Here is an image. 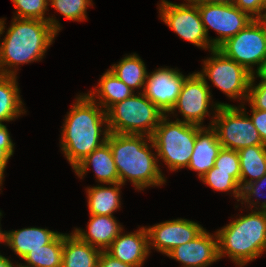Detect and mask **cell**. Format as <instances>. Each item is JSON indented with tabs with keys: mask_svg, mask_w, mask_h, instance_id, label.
Instances as JSON below:
<instances>
[{
	"mask_svg": "<svg viewBox=\"0 0 266 267\" xmlns=\"http://www.w3.org/2000/svg\"><path fill=\"white\" fill-rule=\"evenodd\" d=\"M75 99L64 119L60 140L61 150L72 169L102 146L109 134L106 111L87 94Z\"/></svg>",
	"mask_w": 266,
	"mask_h": 267,
	"instance_id": "cell-1",
	"label": "cell"
},
{
	"mask_svg": "<svg viewBox=\"0 0 266 267\" xmlns=\"http://www.w3.org/2000/svg\"><path fill=\"white\" fill-rule=\"evenodd\" d=\"M106 142L112 150L120 184L125 185L129 180L141 191L166 183L158 165L159 159L151 151V148L156 150L151 137L109 132Z\"/></svg>",
	"mask_w": 266,
	"mask_h": 267,
	"instance_id": "cell-2",
	"label": "cell"
},
{
	"mask_svg": "<svg viewBox=\"0 0 266 267\" xmlns=\"http://www.w3.org/2000/svg\"><path fill=\"white\" fill-rule=\"evenodd\" d=\"M6 30L0 43V74L13 76L18 65L41 61L58 34L48 21L15 17Z\"/></svg>",
	"mask_w": 266,
	"mask_h": 267,
	"instance_id": "cell-3",
	"label": "cell"
},
{
	"mask_svg": "<svg viewBox=\"0 0 266 267\" xmlns=\"http://www.w3.org/2000/svg\"><path fill=\"white\" fill-rule=\"evenodd\" d=\"M216 234L219 260L227 255L243 267L266 251V210L252 209L251 213L239 216Z\"/></svg>",
	"mask_w": 266,
	"mask_h": 267,
	"instance_id": "cell-4",
	"label": "cell"
},
{
	"mask_svg": "<svg viewBox=\"0 0 266 267\" xmlns=\"http://www.w3.org/2000/svg\"><path fill=\"white\" fill-rule=\"evenodd\" d=\"M109 132L152 137L165 116L142 92L112 105L107 111Z\"/></svg>",
	"mask_w": 266,
	"mask_h": 267,
	"instance_id": "cell-5",
	"label": "cell"
},
{
	"mask_svg": "<svg viewBox=\"0 0 266 267\" xmlns=\"http://www.w3.org/2000/svg\"><path fill=\"white\" fill-rule=\"evenodd\" d=\"M201 128L183 121H171L168 115L161 119L151 138L157 157L162 159L169 170L176 171L188 167L197 132Z\"/></svg>",
	"mask_w": 266,
	"mask_h": 267,
	"instance_id": "cell-6",
	"label": "cell"
},
{
	"mask_svg": "<svg viewBox=\"0 0 266 267\" xmlns=\"http://www.w3.org/2000/svg\"><path fill=\"white\" fill-rule=\"evenodd\" d=\"M213 113L209 127L216 131L222 148L238 151L244 147L265 145L243 104L238 107L219 106Z\"/></svg>",
	"mask_w": 266,
	"mask_h": 267,
	"instance_id": "cell-7",
	"label": "cell"
},
{
	"mask_svg": "<svg viewBox=\"0 0 266 267\" xmlns=\"http://www.w3.org/2000/svg\"><path fill=\"white\" fill-rule=\"evenodd\" d=\"M211 57L203 60V69L197 73L208 79L230 99L247 101L253 76L245 67L226 57L217 48L211 50Z\"/></svg>",
	"mask_w": 266,
	"mask_h": 267,
	"instance_id": "cell-8",
	"label": "cell"
},
{
	"mask_svg": "<svg viewBox=\"0 0 266 267\" xmlns=\"http://www.w3.org/2000/svg\"><path fill=\"white\" fill-rule=\"evenodd\" d=\"M217 49L254 74L266 60V26L260 19H253ZM256 65L255 70L253 66Z\"/></svg>",
	"mask_w": 266,
	"mask_h": 267,
	"instance_id": "cell-9",
	"label": "cell"
},
{
	"mask_svg": "<svg viewBox=\"0 0 266 267\" xmlns=\"http://www.w3.org/2000/svg\"><path fill=\"white\" fill-rule=\"evenodd\" d=\"M185 1L187 4L161 0L157 6L161 20L180 38L193 45L209 51L215 49L205 33L198 6L192 0Z\"/></svg>",
	"mask_w": 266,
	"mask_h": 267,
	"instance_id": "cell-10",
	"label": "cell"
},
{
	"mask_svg": "<svg viewBox=\"0 0 266 267\" xmlns=\"http://www.w3.org/2000/svg\"><path fill=\"white\" fill-rule=\"evenodd\" d=\"M212 93L210 92V86L208 81L201 77L197 72H194L185 79L181 92L178 96L177 102L168 113L173 114L178 109L184 120L176 119L177 121H183L188 124L205 127L203 125L204 119L210 116L209 105L214 108L212 111H216L219 106H231L228 103L217 102L212 100ZM214 104H212V103ZM203 125V126H202Z\"/></svg>",
	"mask_w": 266,
	"mask_h": 267,
	"instance_id": "cell-11",
	"label": "cell"
},
{
	"mask_svg": "<svg viewBox=\"0 0 266 267\" xmlns=\"http://www.w3.org/2000/svg\"><path fill=\"white\" fill-rule=\"evenodd\" d=\"M205 33L214 48H218L227 39L237 35L249 25L253 18L241 11L234 4H196ZM212 28L219 35L211 38L208 35Z\"/></svg>",
	"mask_w": 266,
	"mask_h": 267,
	"instance_id": "cell-12",
	"label": "cell"
},
{
	"mask_svg": "<svg viewBox=\"0 0 266 267\" xmlns=\"http://www.w3.org/2000/svg\"><path fill=\"white\" fill-rule=\"evenodd\" d=\"M187 77L176 68H158L147 73L144 89L141 92L167 115L176 104Z\"/></svg>",
	"mask_w": 266,
	"mask_h": 267,
	"instance_id": "cell-13",
	"label": "cell"
},
{
	"mask_svg": "<svg viewBox=\"0 0 266 267\" xmlns=\"http://www.w3.org/2000/svg\"><path fill=\"white\" fill-rule=\"evenodd\" d=\"M149 250L153 248L167 255L172 249L193 240L205 228L199 223L184 218L173 219L146 227Z\"/></svg>",
	"mask_w": 266,
	"mask_h": 267,
	"instance_id": "cell-14",
	"label": "cell"
},
{
	"mask_svg": "<svg viewBox=\"0 0 266 267\" xmlns=\"http://www.w3.org/2000/svg\"><path fill=\"white\" fill-rule=\"evenodd\" d=\"M182 267H208L219 260L218 237L204 229L193 240L172 249L167 255Z\"/></svg>",
	"mask_w": 266,
	"mask_h": 267,
	"instance_id": "cell-15",
	"label": "cell"
},
{
	"mask_svg": "<svg viewBox=\"0 0 266 267\" xmlns=\"http://www.w3.org/2000/svg\"><path fill=\"white\" fill-rule=\"evenodd\" d=\"M105 251L123 263L137 267L143 266L151 252L146 226L128 234H123L121 231Z\"/></svg>",
	"mask_w": 266,
	"mask_h": 267,
	"instance_id": "cell-16",
	"label": "cell"
},
{
	"mask_svg": "<svg viewBox=\"0 0 266 267\" xmlns=\"http://www.w3.org/2000/svg\"><path fill=\"white\" fill-rule=\"evenodd\" d=\"M121 231L123 227L114 216L90 215L87 231L75 228L72 233L81 241L105 251Z\"/></svg>",
	"mask_w": 266,
	"mask_h": 267,
	"instance_id": "cell-17",
	"label": "cell"
},
{
	"mask_svg": "<svg viewBox=\"0 0 266 267\" xmlns=\"http://www.w3.org/2000/svg\"><path fill=\"white\" fill-rule=\"evenodd\" d=\"M221 149L216 131L212 127H202L197 132L194 151L187 168L197 172L201 179L214 166Z\"/></svg>",
	"mask_w": 266,
	"mask_h": 267,
	"instance_id": "cell-18",
	"label": "cell"
},
{
	"mask_svg": "<svg viewBox=\"0 0 266 267\" xmlns=\"http://www.w3.org/2000/svg\"><path fill=\"white\" fill-rule=\"evenodd\" d=\"M90 166L93 167L95 177L101 184L119 183V174L114 162L110 145L105 142L102 146L95 149L73 170L78 177L86 175Z\"/></svg>",
	"mask_w": 266,
	"mask_h": 267,
	"instance_id": "cell-19",
	"label": "cell"
},
{
	"mask_svg": "<svg viewBox=\"0 0 266 267\" xmlns=\"http://www.w3.org/2000/svg\"><path fill=\"white\" fill-rule=\"evenodd\" d=\"M60 232L48 228L28 227L6 231V246H9L19 258L23 259L30 251L41 249L51 243Z\"/></svg>",
	"mask_w": 266,
	"mask_h": 267,
	"instance_id": "cell-20",
	"label": "cell"
},
{
	"mask_svg": "<svg viewBox=\"0 0 266 267\" xmlns=\"http://www.w3.org/2000/svg\"><path fill=\"white\" fill-rule=\"evenodd\" d=\"M135 92L121 81L111 70H107L99 83L87 95L105 111L112 105L131 97Z\"/></svg>",
	"mask_w": 266,
	"mask_h": 267,
	"instance_id": "cell-21",
	"label": "cell"
},
{
	"mask_svg": "<svg viewBox=\"0 0 266 267\" xmlns=\"http://www.w3.org/2000/svg\"><path fill=\"white\" fill-rule=\"evenodd\" d=\"M101 250L81 241L75 234L63 233L62 267H98Z\"/></svg>",
	"mask_w": 266,
	"mask_h": 267,
	"instance_id": "cell-22",
	"label": "cell"
},
{
	"mask_svg": "<svg viewBox=\"0 0 266 267\" xmlns=\"http://www.w3.org/2000/svg\"><path fill=\"white\" fill-rule=\"evenodd\" d=\"M107 185L109 187L100 184L87 187L86 197L89 215L113 216V212L121 207L120 187L123 185L120 183H109Z\"/></svg>",
	"mask_w": 266,
	"mask_h": 267,
	"instance_id": "cell-23",
	"label": "cell"
},
{
	"mask_svg": "<svg viewBox=\"0 0 266 267\" xmlns=\"http://www.w3.org/2000/svg\"><path fill=\"white\" fill-rule=\"evenodd\" d=\"M16 80L17 76L0 74V124L13 121L26 112Z\"/></svg>",
	"mask_w": 266,
	"mask_h": 267,
	"instance_id": "cell-24",
	"label": "cell"
},
{
	"mask_svg": "<svg viewBox=\"0 0 266 267\" xmlns=\"http://www.w3.org/2000/svg\"><path fill=\"white\" fill-rule=\"evenodd\" d=\"M241 170V189L266 174V145H254L238 150ZM250 177L249 179H247Z\"/></svg>",
	"mask_w": 266,
	"mask_h": 267,
	"instance_id": "cell-25",
	"label": "cell"
},
{
	"mask_svg": "<svg viewBox=\"0 0 266 267\" xmlns=\"http://www.w3.org/2000/svg\"><path fill=\"white\" fill-rule=\"evenodd\" d=\"M146 69L143 60L134 53L126 55L118 64L112 65L109 70L135 92L134 89H144L148 73Z\"/></svg>",
	"mask_w": 266,
	"mask_h": 267,
	"instance_id": "cell-26",
	"label": "cell"
},
{
	"mask_svg": "<svg viewBox=\"0 0 266 267\" xmlns=\"http://www.w3.org/2000/svg\"><path fill=\"white\" fill-rule=\"evenodd\" d=\"M63 233L41 249L30 251L22 260L32 267H62Z\"/></svg>",
	"mask_w": 266,
	"mask_h": 267,
	"instance_id": "cell-27",
	"label": "cell"
},
{
	"mask_svg": "<svg viewBox=\"0 0 266 267\" xmlns=\"http://www.w3.org/2000/svg\"><path fill=\"white\" fill-rule=\"evenodd\" d=\"M12 2L16 9L15 18L48 21L57 33L61 30L62 26L55 17H45L49 0H12Z\"/></svg>",
	"mask_w": 266,
	"mask_h": 267,
	"instance_id": "cell-28",
	"label": "cell"
},
{
	"mask_svg": "<svg viewBox=\"0 0 266 267\" xmlns=\"http://www.w3.org/2000/svg\"><path fill=\"white\" fill-rule=\"evenodd\" d=\"M213 190L231 192L237 201L241 198L240 184L231 176V172L214 171V166L200 179Z\"/></svg>",
	"mask_w": 266,
	"mask_h": 267,
	"instance_id": "cell-29",
	"label": "cell"
},
{
	"mask_svg": "<svg viewBox=\"0 0 266 267\" xmlns=\"http://www.w3.org/2000/svg\"><path fill=\"white\" fill-rule=\"evenodd\" d=\"M49 2V5L66 19L78 22L87 19V8L93 6L92 0H49Z\"/></svg>",
	"mask_w": 266,
	"mask_h": 267,
	"instance_id": "cell-30",
	"label": "cell"
},
{
	"mask_svg": "<svg viewBox=\"0 0 266 267\" xmlns=\"http://www.w3.org/2000/svg\"><path fill=\"white\" fill-rule=\"evenodd\" d=\"M214 171L231 172V176L241 187V170L238 151L222 148L215 160Z\"/></svg>",
	"mask_w": 266,
	"mask_h": 267,
	"instance_id": "cell-31",
	"label": "cell"
},
{
	"mask_svg": "<svg viewBox=\"0 0 266 267\" xmlns=\"http://www.w3.org/2000/svg\"><path fill=\"white\" fill-rule=\"evenodd\" d=\"M263 189H266V174L259 180L246 184L241 189V198H240V201L242 200L241 204L245 203L246 206L249 205L248 207L251 208V210L252 208H256V210H266V200H264L263 202L261 201V203H259L260 201H258L260 197L265 196V193H261ZM254 197L255 199H257L258 197L256 202L254 199H252ZM256 204H260V205L257 206Z\"/></svg>",
	"mask_w": 266,
	"mask_h": 267,
	"instance_id": "cell-32",
	"label": "cell"
},
{
	"mask_svg": "<svg viewBox=\"0 0 266 267\" xmlns=\"http://www.w3.org/2000/svg\"><path fill=\"white\" fill-rule=\"evenodd\" d=\"M14 154V144L7 126L0 124V179L4 180V172L9 159Z\"/></svg>",
	"mask_w": 266,
	"mask_h": 267,
	"instance_id": "cell-33",
	"label": "cell"
},
{
	"mask_svg": "<svg viewBox=\"0 0 266 267\" xmlns=\"http://www.w3.org/2000/svg\"><path fill=\"white\" fill-rule=\"evenodd\" d=\"M255 77L252 76L247 102L254 109L266 111V83L255 84Z\"/></svg>",
	"mask_w": 266,
	"mask_h": 267,
	"instance_id": "cell-34",
	"label": "cell"
},
{
	"mask_svg": "<svg viewBox=\"0 0 266 267\" xmlns=\"http://www.w3.org/2000/svg\"><path fill=\"white\" fill-rule=\"evenodd\" d=\"M233 4L253 19L263 16V0H235Z\"/></svg>",
	"mask_w": 266,
	"mask_h": 267,
	"instance_id": "cell-35",
	"label": "cell"
},
{
	"mask_svg": "<svg viewBox=\"0 0 266 267\" xmlns=\"http://www.w3.org/2000/svg\"><path fill=\"white\" fill-rule=\"evenodd\" d=\"M250 107L252 110V115H249V117L252 120L255 128L258 130L263 144L266 145V111L254 109L252 106Z\"/></svg>",
	"mask_w": 266,
	"mask_h": 267,
	"instance_id": "cell-36",
	"label": "cell"
},
{
	"mask_svg": "<svg viewBox=\"0 0 266 267\" xmlns=\"http://www.w3.org/2000/svg\"><path fill=\"white\" fill-rule=\"evenodd\" d=\"M98 267H137L123 263L109 255L106 251H101L98 259Z\"/></svg>",
	"mask_w": 266,
	"mask_h": 267,
	"instance_id": "cell-37",
	"label": "cell"
},
{
	"mask_svg": "<svg viewBox=\"0 0 266 267\" xmlns=\"http://www.w3.org/2000/svg\"><path fill=\"white\" fill-rule=\"evenodd\" d=\"M253 77L260 78L261 80L259 83H266V60L261 64L260 68L253 74Z\"/></svg>",
	"mask_w": 266,
	"mask_h": 267,
	"instance_id": "cell-38",
	"label": "cell"
},
{
	"mask_svg": "<svg viewBox=\"0 0 266 267\" xmlns=\"http://www.w3.org/2000/svg\"><path fill=\"white\" fill-rule=\"evenodd\" d=\"M195 4H233L235 0H192Z\"/></svg>",
	"mask_w": 266,
	"mask_h": 267,
	"instance_id": "cell-39",
	"label": "cell"
},
{
	"mask_svg": "<svg viewBox=\"0 0 266 267\" xmlns=\"http://www.w3.org/2000/svg\"><path fill=\"white\" fill-rule=\"evenodd\" d=\"M0 267H15L11 260L0 253Z\"/></svg>",
	"mask_w": 266,
	"mask_h": 267,
	"instance_id": "cell-40",
	"label": "cell"
},
{
	"mask_svg": "<svg viewBox=\"0 0 266 267\" xmlns=\"http://www.w3.org/2000/svg\"><path fill=\"white\" fill-rule=\"evenodd\" d=\"M1 216H2V213H1V211H0V218H1ZM0 226H1V224H0ZM6 243V231H2L1 230V227H0V243Z\"/></svg>",
	"mask_w": 266,
	"mask_h": 267,
	"instance_id": "cell-41",
	"label": "cell"
},
{
	"mask_svg": "<svg viewBox=\"0 0 266 267\" xmlns=\"http://www.w3.org/2000/svg\"><path fill=\"white\" fill-rule=\"evenodd\" d=\"M5 19H0V37H1V35L5 32L4 30H5Z\"/></svg>",
	"mask_w": 266,
	"mask_h": 267,
	"instance_id": "cell-42",
	"label": "cell"
},
{
	"mask_svg": "<svg viewBox=\"0 0 266 267\" xmlns=\"http://www.w3.org/2000/svg\"><path fill=\"white\" fill-rule=\"evenodd\" d=\"M266 26V11H264V14L262 16V18L260 19Z\"/></svg>",
	"mask_w": 266,
	"mask_h": 267,
	"instance_id": "cell-43",
	"label": "cell"
},
{
	"mask_svg": "<svg viewBox=\"0 0 266 267\" xmlns=\"http://www.w3.org/2000/svg\"><path fill=\"white\" fill-rule=\"evenodd\" d=\"M15 265H16L15 267H32V266L26 265V263H24L23 265L21 263L20 264L19 263L18 264L16 263Z\"/></svg>",
	"mask_w": 266,
	"mask_h": 267,
	"instance_id": "cell-44",
	"label": "cell"
},
{
	"mask_svg": "<svg viewBox=\"0 0 266 267\" xmlns=\"http://www.w3.org/2000/svg\"><path fill=\"white\" fill-rule=\"evenodd\" d=\"M264 11H266V0H263V14H264Z\"/></svg>",
	"mask_w": 266,
	"mask_h": 267,
	"instance_id": "cell-45",
	"label": "cell"
}]
</instances>
